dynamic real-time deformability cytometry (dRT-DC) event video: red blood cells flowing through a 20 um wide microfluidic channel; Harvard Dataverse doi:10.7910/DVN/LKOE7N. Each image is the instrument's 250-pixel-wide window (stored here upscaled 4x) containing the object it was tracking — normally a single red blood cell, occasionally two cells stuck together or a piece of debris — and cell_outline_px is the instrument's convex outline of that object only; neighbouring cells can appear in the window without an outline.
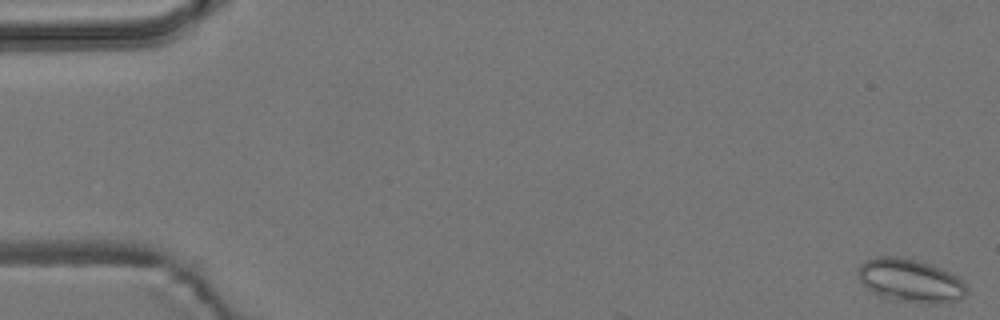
{"species": "common noctule bat (a hibernating species)", "species_latin": "Nyctalus noctula", "temperature_condition": "room temperature", "stored_images_in_passage": 4, "camera_frame_rate_fps": 3000, "um_per_image_px": 0.085, "animal": {"sex": "male", "body_mass_g": 19.2, "forearm_length_mm": 51.8}, "frame": {"image": 1, "passage_image": 1, "time_ms": 0.0, "image_size_px": [1000, 320], "cell_outline_px": [[968, 292], [960, 300], [936, 304], [932, 304], [888, 300], [880, 296], [868, 288], [860, 280], [856, 272], [860, 264], [864, 260], [876, 256], [900, 256], [932, 264], [956, 276], [968, 288]], "centroid_in_image_um": [77.36, 23.85], "position_along_channel_um": 7.6, "area_um2": 27.74}}